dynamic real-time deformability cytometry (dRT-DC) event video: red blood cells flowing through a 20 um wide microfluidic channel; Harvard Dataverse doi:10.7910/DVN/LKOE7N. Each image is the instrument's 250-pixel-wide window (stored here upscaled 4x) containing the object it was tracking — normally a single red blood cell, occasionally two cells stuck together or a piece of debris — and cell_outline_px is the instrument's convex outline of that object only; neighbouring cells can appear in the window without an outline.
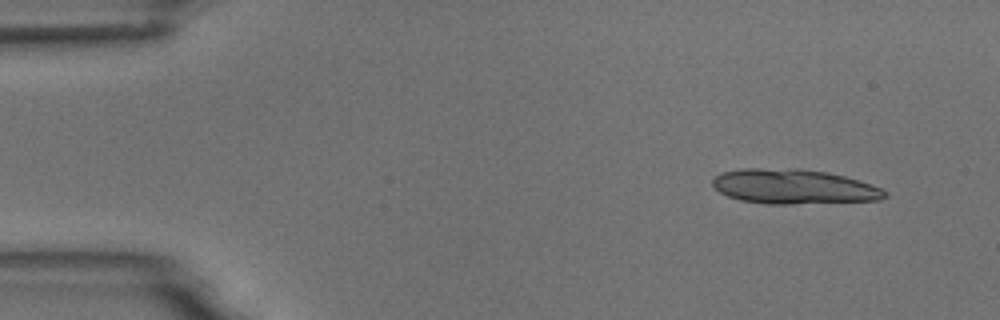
{"species": "common noctule bat (a hibernating species)", "species_latin": "Nyctalus noctula", "temperature_condition": "room temperature", "stored_images_in_passage": 4, "camera_frame_rate_fps": 3000, "um_per_image_px": 0.085, "animal": {"sex": "male", "body_mass_g": 18.8}, "frame": {"image": 1, "passage_image": 1, "time_ms": 0.0, "image_size_px": [1000, 320], "cell_outline_px": [[888, 196], [880, 200], [792, 204], [768, 204], [740, 200], [728, 196], [720, 192], [712, 184], [712, 180], [720, 172], [744, 168], [796, 168], [828, 172], [844, 176], [880, 188], [888, 192]], "centroid_in_image_um": [67.44, 15.86], "position_along_channel_um": 17.6, "area_um2": 34.85}}